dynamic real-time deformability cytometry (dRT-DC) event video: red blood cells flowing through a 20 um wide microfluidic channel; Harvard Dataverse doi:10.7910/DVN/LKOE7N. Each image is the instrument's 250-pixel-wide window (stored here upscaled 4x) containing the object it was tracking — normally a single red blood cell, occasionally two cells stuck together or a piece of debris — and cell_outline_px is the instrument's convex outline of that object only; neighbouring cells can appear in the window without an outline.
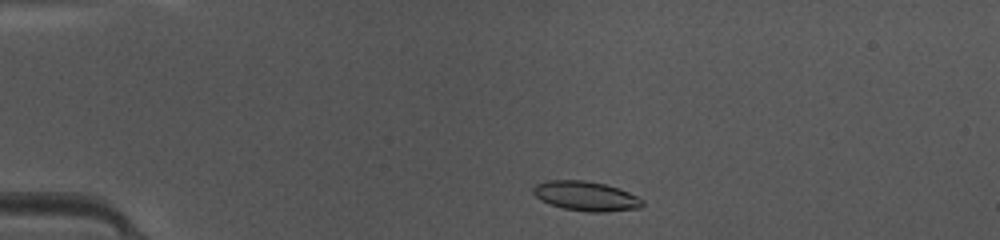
{"species": "common noctule bat (a hibernating species)", "species_latin": "Nyctalus noctula", "temperature_condition": "warm", "stored_images_in_passage": 39, "camera_frame_rate_fps": 3000, "um_per_image_px": 0.085, "animal": {"sex": "female", "body_mass_g": 10.0, "forearm_length_mm": 53.1}, "frame": {"image": 1, "passage_image": 2, "time_ms": 0.333, "image_size_px": [1000, 240], "cell_outline_px": [[644, 204], [640, 208], [608, 212], [588, 212], [564, 208], [540, 200], [532, 192], [532, 188], [536, 184], [548, 180], [584, 180], [604, 184], [620, 188], [644, 200]], "centroid_in_image_um": [49.82, 16.67], "position_along_channel_um": 35.2, "area_um2": 18.84}}
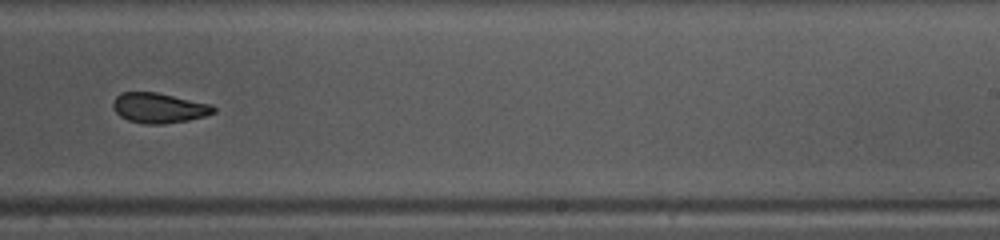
{"frame": {"image": 2, "passage_image": 22, "time_ms": 7.0, "image_size_px": [1000, 240], "cell_outline_px": [[216, 112], [204, 116], [188, 120], [164, 124], [144, 124], [128, 120], [120, 116], [112, 108], [112, 104], [116, 96], [120, 92], [156, 92], [212, 104], [216, 108]], "centroid_in_image_um": [13.5, 9.17], "position_along_channel_um": 275.5, "area_um2": 17.74}}
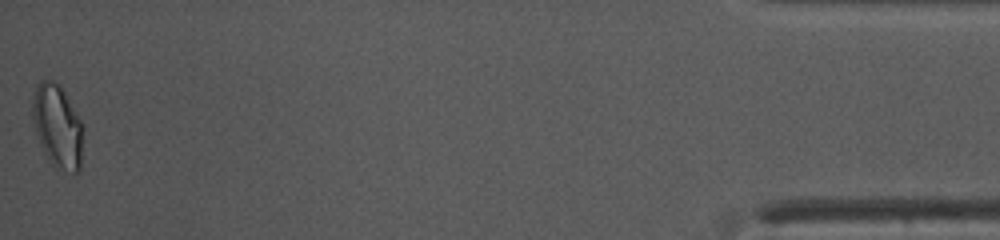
{"frame": {"image": 3, "passage_image": 39, "time_ms": 12.667, "image_size_px": [1000, 240], "cell_outline_px": [[84, 128], [80, 172], [72, 172], [56, 168], [52, 164], [44, 152], [40, 144], [36, 132], [32, 116], [32, 100], [36, 84], [40, 80], [52, 80], [60, 84], [80, 120]], "centroid_in_image_um": [4.89, 10.72], "position_along_channel_um": 430.3, "area_um2": 24.68}, "authors_computed_cell_mechanics": {"area_um2": 18.6694, "velocity_mm_per_s": 4.2414, "shape_relaxation_time_tau1_ms": 3.9851, "shape_relaxation_time_tau2_ms": 3.1436, "deformation_change_tau1": 0.1253, "deformation_change_tau2": 0.0582}}